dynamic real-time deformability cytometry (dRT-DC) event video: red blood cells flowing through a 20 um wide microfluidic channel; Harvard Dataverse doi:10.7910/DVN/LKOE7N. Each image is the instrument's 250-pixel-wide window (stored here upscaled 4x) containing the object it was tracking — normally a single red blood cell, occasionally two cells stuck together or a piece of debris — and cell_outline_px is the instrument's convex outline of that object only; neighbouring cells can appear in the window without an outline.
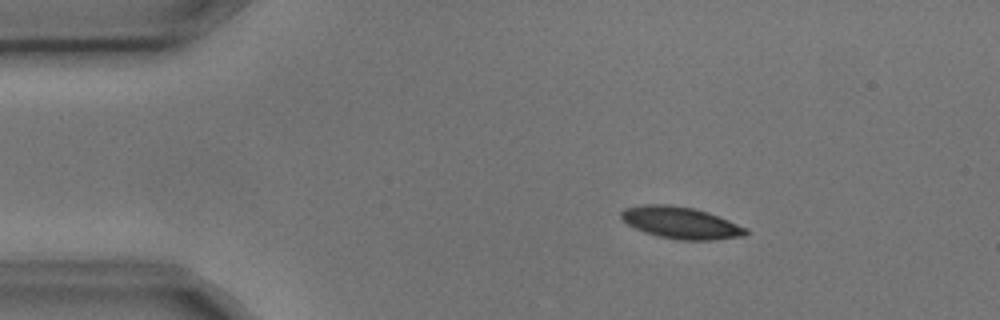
{"species": "common noctule bat (a hibernating species)", "species_latin": "Nyctalus noctula", "temperature_condition": "cold", "stored_images_in_passage": 3, "camera_frame_rate_fps": 3000, "um_per_image_px": 0.085, "animal": {"sex": "male", "body_mass_g": 17.9, "forearm_length_mm": 54.2}, "frame": {"image": 1, "passage_image": 2, "time_ms": 0.333, "image_size_px": [1000, 320], "cell_outline_px": [[748, 232], [744, 236], [712, 240], [680, 240], [660, 236], [644, 232], [628, 224], [620, 216], [620, 212], [624, 208], [644, 204], [668, 204], [696, 208], [708, 212], [748, 228]], "centroid_in_image_um": [57.88, 18.92], "position_along_channel_um": 27.1, "area_um2": 23.12}}